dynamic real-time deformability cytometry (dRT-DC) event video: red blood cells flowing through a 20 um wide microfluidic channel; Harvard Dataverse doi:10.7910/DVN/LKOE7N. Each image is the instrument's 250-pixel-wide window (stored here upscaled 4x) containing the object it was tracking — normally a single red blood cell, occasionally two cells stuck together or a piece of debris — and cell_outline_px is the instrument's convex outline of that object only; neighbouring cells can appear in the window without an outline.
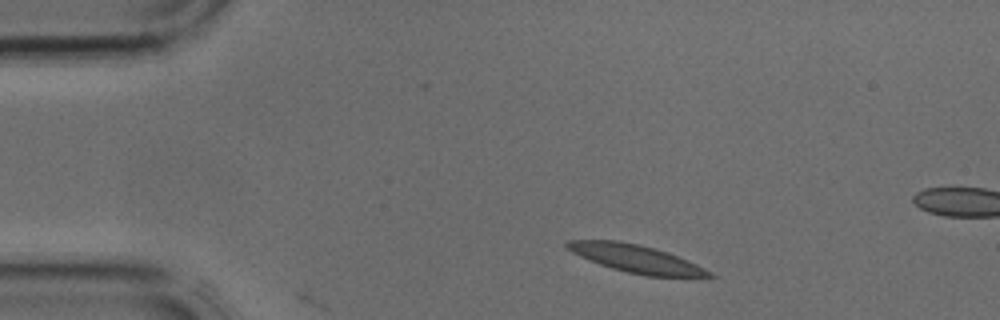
{"species": "common noctule bat (a hibernating species)", "species_latin": "Nyctalus noctula", "temperature_condition": "cold", "stored_images_in_passage": 3, "segment_of_instrument_passage": [2, 2], "camera_frame_rate_fps": 3000, "um_per_image_px": 0.085, "animal": {"sex": "male", "body_mass_g": 17.9, "forearm_length_mm": 54.2}, "frame": {"image": 1, "passage_image": 3, "time_ms": 0.667, "image_size_px": [1000, 320], "cell_outline_px": [[716, 276], [644, 276], [612, 268], [588, 260], [572, 252], [564, 244], [568, 240], [620, 240], [640, 244], [668, 252], [688, 260], [712, 272]], "centroid_in_image_um": [54.03, 21.97], "position_along_channel_um": 31.0, "area_um2": 22.83}}